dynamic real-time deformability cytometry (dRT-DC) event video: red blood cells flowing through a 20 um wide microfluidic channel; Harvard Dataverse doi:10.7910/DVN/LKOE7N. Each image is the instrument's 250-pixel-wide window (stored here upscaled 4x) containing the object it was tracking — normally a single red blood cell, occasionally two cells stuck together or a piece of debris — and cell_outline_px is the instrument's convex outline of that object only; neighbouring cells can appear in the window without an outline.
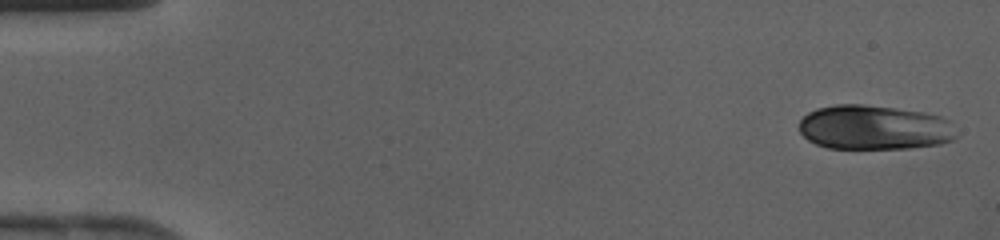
{"species": "human", "species_latin": "Homo sapiens", "temperature_condition": "cold", "stored_images_in_passage": 42, "camera_frame_rate_fps": 3000, "um_per_image_px": 0.085, "donor": {"sex": "female"}, "frame": {"image": 1, "passage_image": 2, "time_ms": 0.333, "image_size_px": [1000, 240], "cell_outline_px": [[956, 136], [952, 140], [940, 144], [912, 148], [828, 148], [816, 144], [808, 140], [800, 132], [800, 120], [808, 112], [816, 108], [836, 104], [864, 104], [896, 108], [924, 112], [940, 116], [948, 120]], "centroid_in_image_um": [74.28, 10.83], "position_along_channel_um": 10.7, "area_um2": 40.81}}
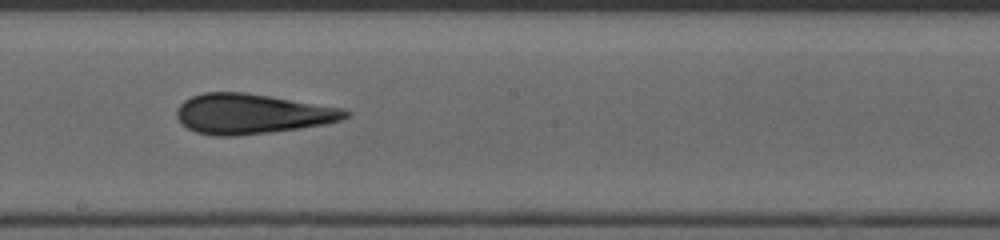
{"frame": {"image": 2, "passage_image": 24, "time_ms": 7.667, "image_size_px": [1000, 240], "cell_outline_px": [[352, 116], [340, 120], [324, 124], [300, 128], [236, 136], [212, 136], [196, 132], [188, 128], [176, 116], [176, 108], [184, 100], [192, 96], [204, 92], [244, 92], [344, 108], [352, 112]], "centroid_in_image_um": [21.42, 9.67], "position_along_channel_um": 226.8, "area_um2": 39.36}}
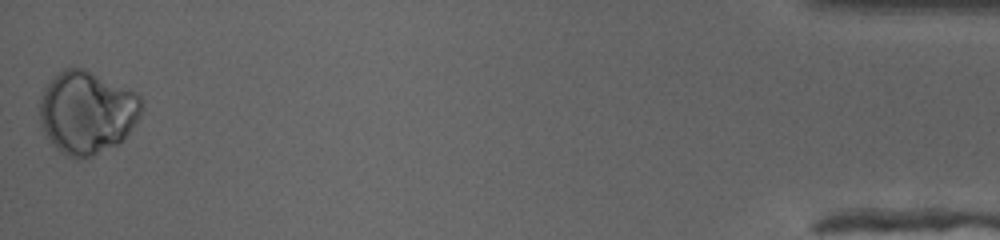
{"frame": {"image": 3, "passage_image": 42, "time_ms": 13.667, "image_size_px": [1000, 240], "cell_outline_px": [[144, 104], [132, 128], [120, 144], [92, 156], [80, 160], [76, 160], [60, 152], [52, 144], [44, 132], [40, 124], [40, 100], [44, 88], [48, 80], [64, 68], [84, 68], [136, 92], [144, 100]], "centroid_in_image_um": [7.38, 9.56], "position_along_channel_um": 427.8, "area_um2": 49.65}}